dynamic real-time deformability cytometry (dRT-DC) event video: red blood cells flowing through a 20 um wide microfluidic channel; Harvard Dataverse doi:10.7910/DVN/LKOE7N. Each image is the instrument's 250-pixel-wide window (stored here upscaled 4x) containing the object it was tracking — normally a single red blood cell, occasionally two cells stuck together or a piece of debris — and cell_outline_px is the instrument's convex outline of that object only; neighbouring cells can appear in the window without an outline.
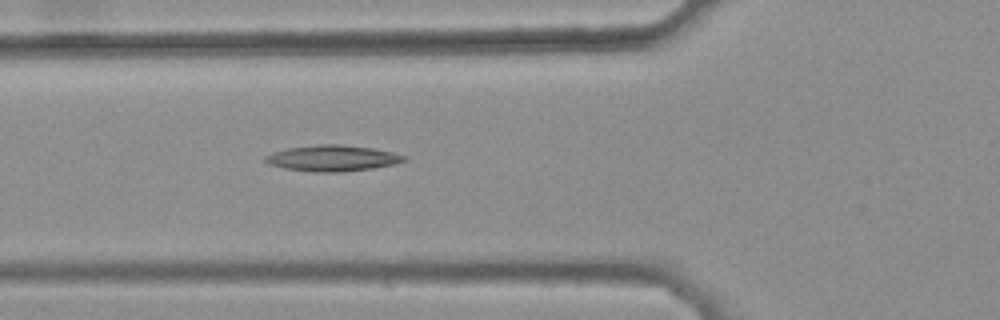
{"species": "common noctule bat (a hibernating species)", "species_latin": "Nyctalus noctula", "temperature_condition": "warm", "stored_images_in_passage": 31, "camera_frame_rate_fps": 3000, "um_per_image_px": 0.085, "animal": {"sex": "female", "body_mass_g": 25.1}, "frame": {"image": 1, "passage_image": 4, "time_ms": 1.0, "image_size_px": [1000, 320], "cell_outline_px": [[408, 160], [396, 164], [372, 168], [344, 172], [312, 172], [284, 168], [268, 164], [264, 160], [264, 156], [272, 152], [288, 148], [316, 144], [340, 144], [372, 148], [392, 152], [408, 156]], "centroid_in_image_um": [28.27, 13.45], "position_along_channel_um": 97.5, "area_um2": 21.27}}
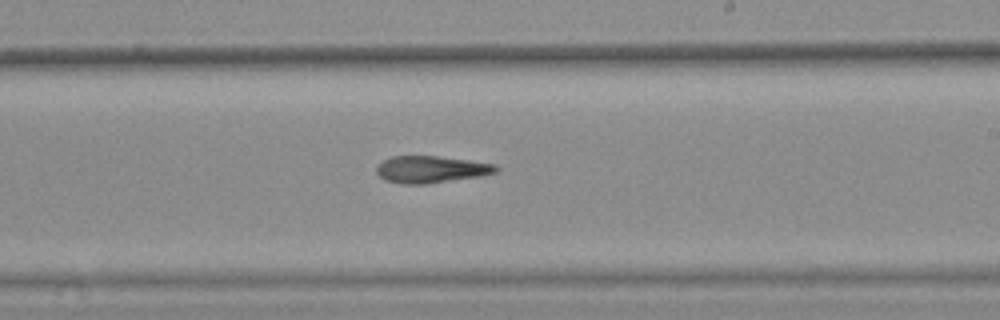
{"frame": {"image": 2, "passage_image": 16, "time_ms": 5.0, "image_size_px": [1000, 320], "cell_outline_px": [[500, 168], [496, 172], [480, 176], [424, 184], [404, 184], [384, 180], [376, 172], [376, 164], [392, 156], [436, 156], [468, 160], [496, 164]], "centroid_in_image_um": [36.62, 14.39], "position_along_channel_um": 252.4, "area_um2": 18.73}}
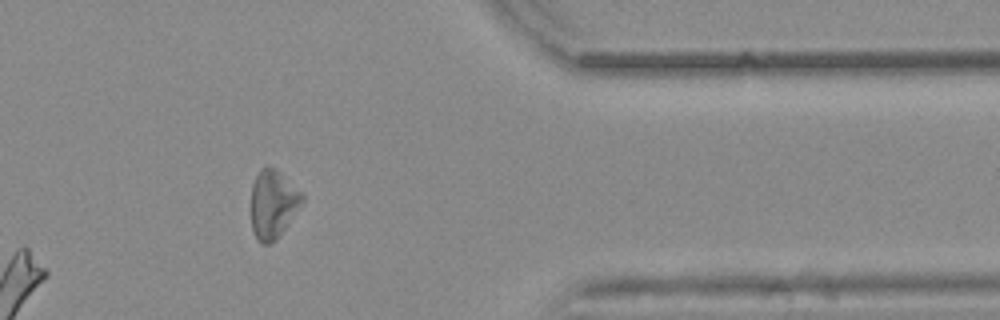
{"frame": {"image": 3, "passage_image": 28, "time_ms": 9.0, "image_size_px": [1000, 320], "cell_outline_px": [[304, 200], [276, 240], [268, 244], [264, 244], [256, 236], [252, 228], [252, 184], [260, 168], [276, 168], [304, 196]], "centroid_in_image_um": [23.2, 17.34], "position_along_channel_um": 388.2, "area_um2": 19.71}}